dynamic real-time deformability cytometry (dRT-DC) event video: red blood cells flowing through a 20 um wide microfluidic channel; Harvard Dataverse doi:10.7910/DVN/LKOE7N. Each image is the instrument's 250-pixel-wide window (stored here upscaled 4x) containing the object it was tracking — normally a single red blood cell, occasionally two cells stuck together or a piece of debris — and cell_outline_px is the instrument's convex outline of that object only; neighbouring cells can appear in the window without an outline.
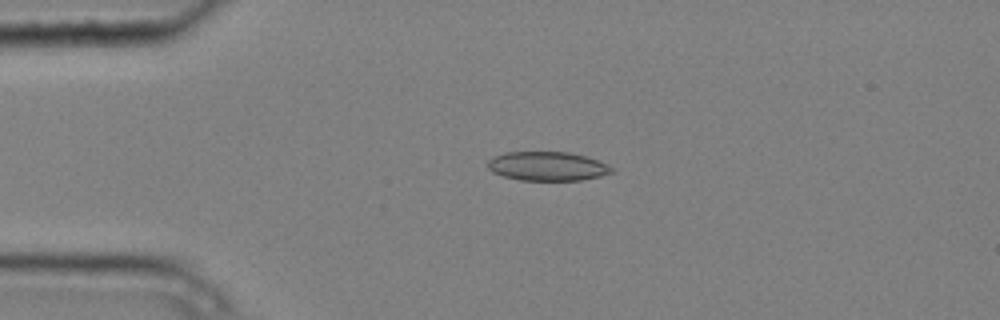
{"species": "common noctule bat (a hibernating species)", "species_latin": "Nyctalus noctula", "temperature_condition": "cold", "stored_images_in_passage": 5, "camera_frame_rate_fps": 3000, "um_per_image_px": 0.085, "animal": {"sex": "male", "body_mass_g": 20.4}, "frame": {"image": 1, "passage_image": 4, "time_ms": 1.0, "image_size_px": [1000, 320], "cell_outline_px": [[616, 172], [600, 176], [580, 180], [520, 180], [504, 176], [492, 172], [488, 168], [488, 160], [492, 156], [504, 152], [568, 152], [588, 156], [608, 164]], "centroid_in_image_um": [46.54, 14.12], "position_along_channel_um": 38.5, "area_um2": 21.15}}